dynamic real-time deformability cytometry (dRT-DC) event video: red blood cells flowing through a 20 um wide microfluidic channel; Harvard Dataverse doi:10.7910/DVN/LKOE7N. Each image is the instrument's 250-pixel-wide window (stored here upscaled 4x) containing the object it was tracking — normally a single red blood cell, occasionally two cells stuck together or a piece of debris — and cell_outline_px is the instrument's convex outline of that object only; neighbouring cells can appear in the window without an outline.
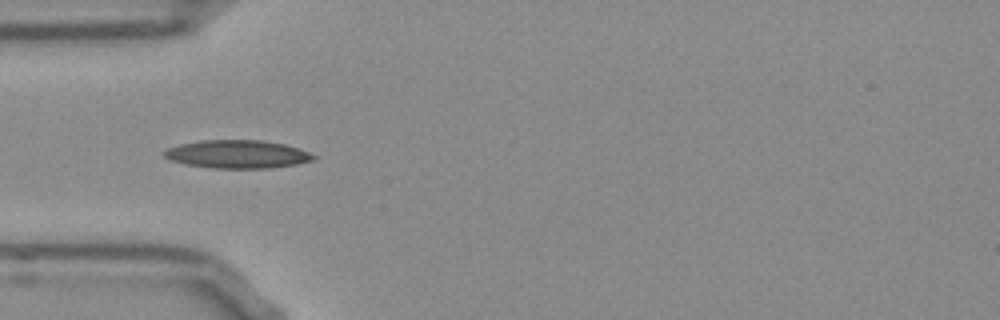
{"species": "Egyptian fruit bat (a non-hibernating species)", "species_latin": "Rousettus aegyptiacus", "temperature_condition": "room temperature", "stored_images_in_passage": 38, "camera_frame_rate_fps": 3000, "um_per_image_px": 0.085, "frame": {"image": 1, "passage_image": 1, "time_ms": 0.0, "image_size_px": [1000, 320], "cell_outline_px": [[316, 160], [296, 164], [268, 168], [212, 168], [184, 164], [168, 160], [160, 152], [168, 148], [180, 144], [200, 140], [260, 140], [284, 144], [308, 152], [316, 156]], "centroid_in_image_um": [20.12, 13.11], "position_along_channel_um": 64.9, "area_um2": 24.57}}
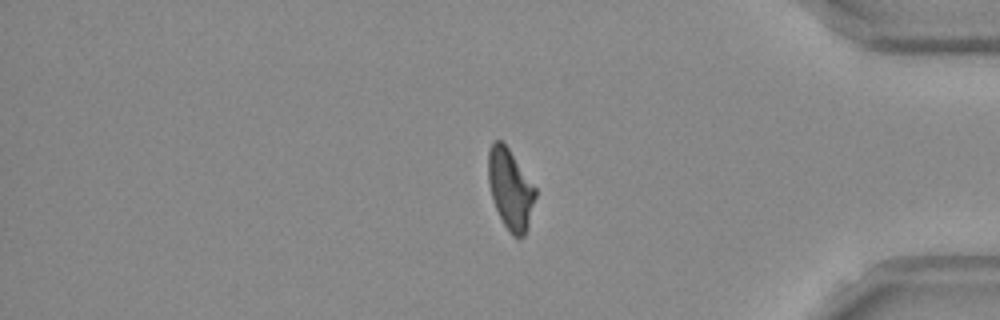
{"frame": {"image": 2, "passage_image": 29, "time_ms": 9.333, "image_size_px": [1000, 320], "cell_outline_px": [[536, 196], [528, 228], [524, 236], [512, 236], [504, 224], [496, 208], [492, 196], [488, 180], [488, 152], [492, 140], [500, 140], [508, 148], [536, 188]], "centroid_in_image_um": [43.38, 16.07], "position_along_channel_um": 391.8, "area_um2": 21.85}}
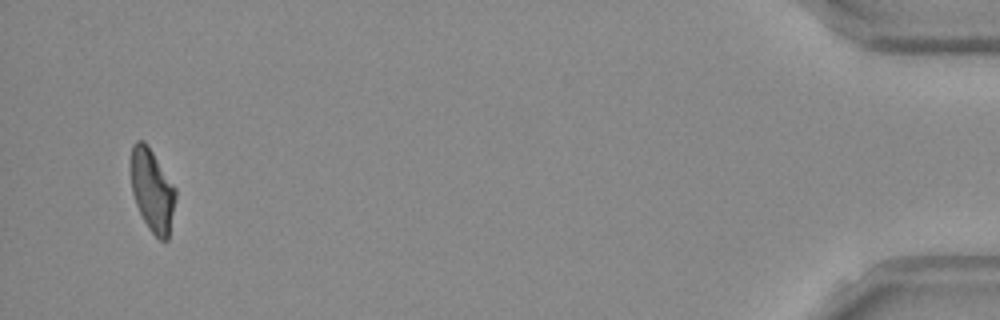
{"frame": {"image": 3, "passage_image": 36, "time_ms": 11.667, "image_size_px": [1000, 320], "cell_outline_px": [[176, 196], [168, 240], [160, 240], [148, 228], [136, 204], [132, 192], [132, 144], [136, 140], [144, 140], [148, 144], [176, 188]], "centroid_in_image_um": [12.96, 16.16], "position_along_channel_um": 422.2, "area_um2": 21.33}, "authors_computed_cell_mechanics": {"area_um2": 22.3397, "velocity_mm_per_s": 3.8021, "shape_relaxation_time_tau1_ms": null, "shape_relaxation_time_tau2_ms": 2.1921, "deformation_change_tau1": null, "deformation_change_tau2": 0.0955}}